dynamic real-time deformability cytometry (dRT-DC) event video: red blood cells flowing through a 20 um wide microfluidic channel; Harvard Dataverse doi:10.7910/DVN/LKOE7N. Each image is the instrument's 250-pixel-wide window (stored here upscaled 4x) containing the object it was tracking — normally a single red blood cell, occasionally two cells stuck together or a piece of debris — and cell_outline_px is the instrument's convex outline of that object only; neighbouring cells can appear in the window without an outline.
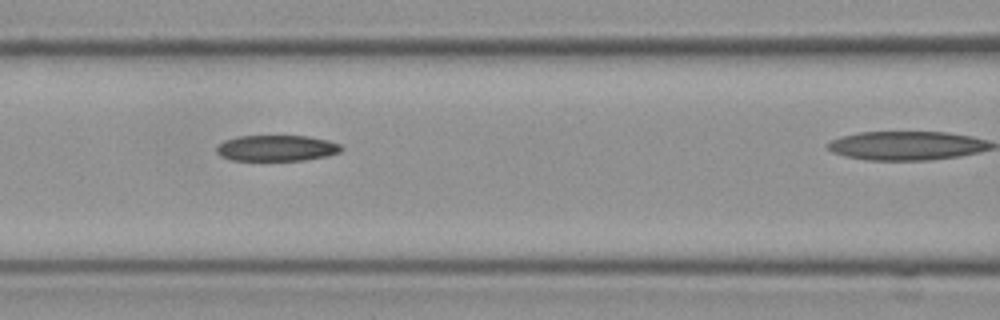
{"species": "Egyptian fruit bat (a non-hibernating species)", "species_latin": "Rousettus aegyptiacus", "temperature_condition": "cold", "stored_images_in_passage": 5, "camera_frame_rate_fps": 3000, "um_per_image_px": 0.085, "frame": {"image": 1, "passage_image": 3, "time_ms": 0.667, "image_size_px": [1000, 320], "cell_outline_px": [[344, 148], [340, 152], [328, 156], [304, 160], [232, 160], [220, 156], [216, 152], [216, 148], [224, 140], [236, 136], [308, 136], [328, 140], [340, 144]], "centroid_in_image_um": [23.53, 12.59], "position_along_channel_um": 143.1, "area_um2": 18.96}}
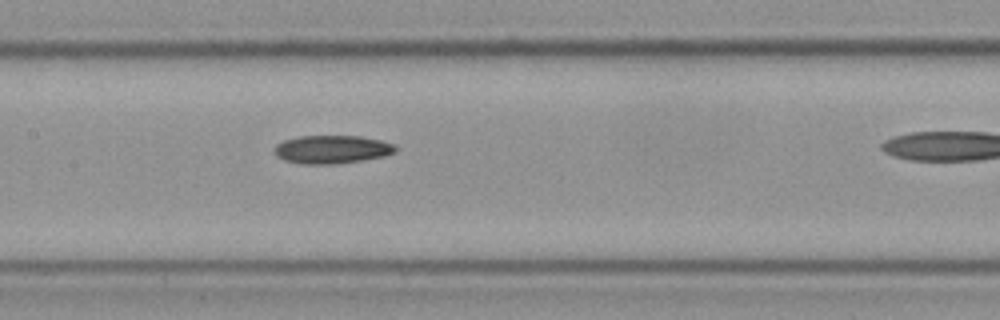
{"frame": {"image": 2, "passage_image": 4, "time_ms": 1.0, "image_size_px": [1000, 320], "cell_outline_px": [[396, 152], [384, 156], [364, 160], [336, 164], [300, 164], [284, 160], [276, 156], [276, 144], [284, 140], [300, 136], [360, 136], [380, 140], [396, 144]], "centroid_in_image_um": [28.24, 12.7], "position_along_channel_um": 179.2, "area_um2": 20.0}}